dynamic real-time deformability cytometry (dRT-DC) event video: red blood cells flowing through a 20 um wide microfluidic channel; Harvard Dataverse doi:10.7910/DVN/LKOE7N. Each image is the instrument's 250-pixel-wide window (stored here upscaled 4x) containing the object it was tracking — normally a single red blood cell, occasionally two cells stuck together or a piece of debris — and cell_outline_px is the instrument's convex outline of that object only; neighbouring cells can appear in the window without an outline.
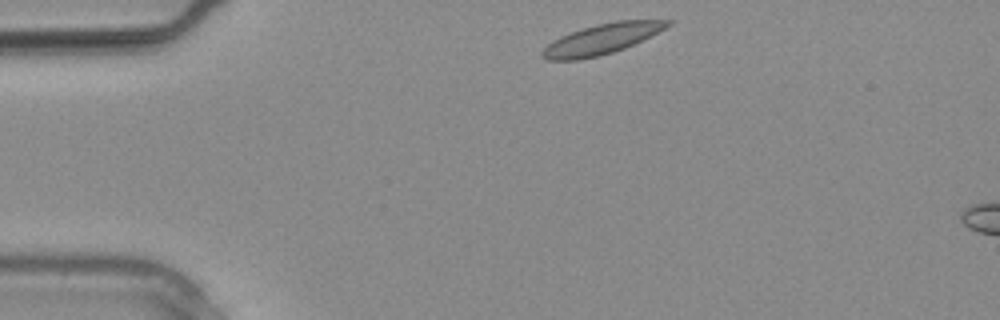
{"species": "common noctule bat (a hibernating species)", "species_latin": "Nyctalus noctula", "temperature_condition": "warm", "stored_images_in_passage": 5, "camera_frame_rate_fps": 3000, "um_per_image_px": 0.085, "animal": {"sex": "male", "body_mass_g": 20.4}, "frame": {"image": 1, "passage_image": 1, "time_ms": 0.0, "image_size_px": [1000, 320], "cell_outline_px": [[676, 20], [672, 24], [624, 48], [600, 56], [580, 60], [548, 60], [540, 56], [540, 52], [552, 40], [560, 36], [596, 24], [616, 20]], "centroid_in_image_um": [51.09, 3.33], "position_along_channel_um": 33.9, "area_um2": 21.91}}